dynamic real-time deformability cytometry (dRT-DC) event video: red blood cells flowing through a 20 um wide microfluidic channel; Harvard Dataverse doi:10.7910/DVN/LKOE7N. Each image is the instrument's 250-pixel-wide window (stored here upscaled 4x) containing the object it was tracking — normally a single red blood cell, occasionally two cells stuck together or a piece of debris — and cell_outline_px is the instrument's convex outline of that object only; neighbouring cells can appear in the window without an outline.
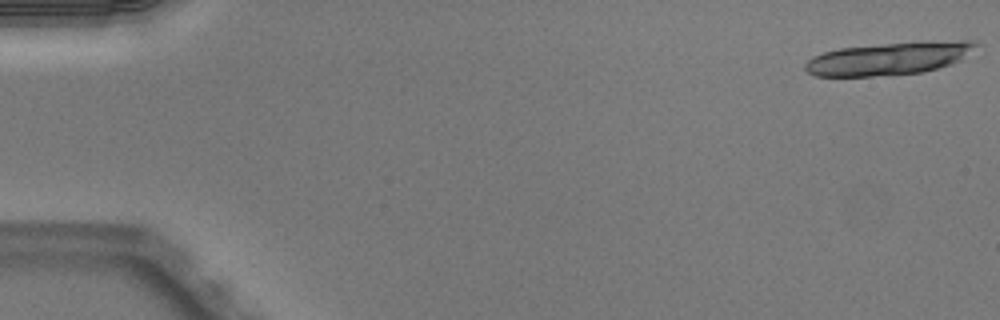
{"species": "Egyptian fruit bat (a non-hibernating species)", "species_latin": "Rousettus aegyptiacus", "temperature_condition": "warm", "stored_images_in_passage": 18, "camera_frame_rate_fps": 3000, "um_per_image_px": 0.085, "animal": {"sex": "male"}, "frame": {"image": 1, "passage_image": 1, "time_ms": 0.0, "image_size_px": [1000, 320], "cell_outline_px": [[980, 44], [960, 60], [952, 64], [920, 72], [872, 76], [816, 76], [808, 72], [804, 68], [804, 64], [812, 56], [824, 52], [840, 48], [920, 40], [972, 40]], "centroid_in_image_um": [75.59, 4.94], "position_along_channel_um": 9.4, "area_um2": 32.71}}